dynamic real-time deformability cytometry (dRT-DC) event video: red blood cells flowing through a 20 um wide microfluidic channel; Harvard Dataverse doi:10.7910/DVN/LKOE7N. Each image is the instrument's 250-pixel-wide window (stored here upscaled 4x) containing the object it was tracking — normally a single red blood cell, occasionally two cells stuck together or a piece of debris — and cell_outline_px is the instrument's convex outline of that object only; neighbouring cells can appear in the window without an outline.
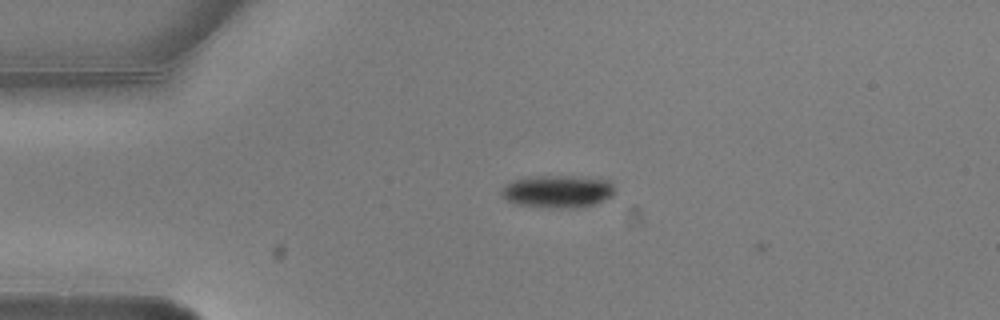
{"species": "common noctule bat (a hibernating species)", "species_latin": "Nyctalus noctula", "temperature_condition": "warm", "stored_images_in_passage": 4, "camera_frame_rate_fps": 3000, "um_per_image_px": 0.085, "animal": {"sex": "male", "body_mass_g": 20.5, "forearm_length_mm": 52.5}, "frame": {"image": 1, "passage_image": 3, "time_ms": 0.667, "image_size_px": [1000, 320], "cell_outline_px": [[616, 192], [612, 196], [604, 200], [580, 208], [556, 208], [516, 204], [508, 200], [500, 192], [512, 180], [536, 176], [572, 176], [612, 180], [616, 188]], "centroid_in_image_um": [47.49, 16.27], "position_along_channel_um": 37.5, "area_um2": 21.5}}